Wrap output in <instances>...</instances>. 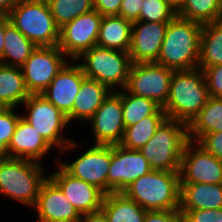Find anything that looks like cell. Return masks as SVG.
<instances>
[{
	"instance_id": "obj_7",
	"label": "cell",
	"mask_w": 222,
	"mask_h": 222,
	"mask_svg": "<svg viewBox=\"0 0 222 222\" xmlns=\"http://www.w3.org/2000/svg\"><path fill=\"white\" fill-rule=\"evenodd\" d=\"M80 59H84L79 65L86 78L97 80L111 91H117L116 87H120L118 90L125 89L132 65L129 53L94 46L84 52L76 61H80Z\"/></svg>"
},
{
	"instance_id": "obj_21",
	"label": "cell",
	"mask_w": 222,
	"mask_h": 222,
	"mask_svg": "<svg viewBox=\"0 0 222 222\" xmlns=\"http://www.w3.org/2000/svg\"><path fill=\"white\" fill-rule=\"evenodd\" d=\"M222 208V184L180 183L179 210Z\"/></svg>"
},
{
	"instance_id": "obj_1",
	"label": "cell",
	"mask_w": 222,
	"mask_h": 222,
	"mask_svg": "<svg viewBox=\"0 0 222 222\" xmlns=\"http://www.w3.org/2000/svg\"><path fill=\"white\" fill-rule=\"evenodd\" d=\"M202 24L176 15L169 23L157 63L174 71L198 68Z\"/></svg>"
},
{
	"instance_id": "obj_42",
	"label": "cell",
	"mask_w": 222,
	"mask_h": 222,
	"mask_svg": "<svg viewBox=\"0 0 222 222\" xmlns=\"http://www.w3.org/2000/svg\"><path fill=\"white\" fill-rule=\"evenodd\" d=\"M23 0H0V12L5 16Z\"/></svg>"
},
{
	"instance_id": "obj_35",
	"label": "cell",
	"mask_w": 222,
	"mask_h": 222,
	"mask_svg": "<svg viewBox=\"0 0 222 222\" xmlns=\"http://www.w3.org/2000/svg\"><path fill=\"white\" fill-rule=\"evenodd\" d=\"M183 222H222V208L204 210H180Z\"/></svg>"
},
{
	"instance_id": "obj_30",
	"label": "cell",
	"mask_w": 222,
	"mask_h": 222,
	"mask_svg": "<svg viewBox=\"0 0 222 222\" xmlns=\"http://www.w3.org/2000/svg\"><path fill=\"white\" fill-rule=\"evenodd\" d=\"M166 118V115H151L126 127L119 145L128 150H140Z\"/></svg>"
},
{
	"instance_id": "obj_23",
	"label": "cell",
	"mask_w": 222,
	"mask_h": 222,
	"mask_svg": "<svg viewBox=\"0 0 222 222\" xmlns=\"http://www.w3.org/2000/svg\"><path fill=\"white\" fill-rule=\"evenodd\" d=\"M133 22L120 16H105L100 23L96 46L129 52Z\"/></svg>"
},
{
	"instance_id": "obj_10",
	"label": "cell",
	"mask_w": 222,
	"mask_h": 222,
	"mask_svg": "<svg viewBox=\"0 0 222 222\" xmlns=\"http://www.w3.org/2000/svg\"><path fill=\"white\" fill-rule=\"evenodd\" d=\"M66 57V58H64ZM71 61L58 46L37 47L21 66L30 94H41L62 68Z\"/></svg>"
},
{
	"instance_id": "obj_6",
	"label": "cell",
	"mask_w": 222,
	"mask_h": 222,
	"mask_svg": "<svg viewBox=\"0 0 222 222\" xmlns=\"http://www.w3.org/2000/svg\"><path fill=\"white\" fill-rule=\"evenodd\" d=\"M6 16L37 47L58 46L60 28L46 0H23Z\"/></svg>"
},
{
	"instance_id": "obj_29",
	"label": "cell",
	"mask_w": 222,
	"mask_h": 222,
	"mask_svg": "<svg viewBox=\"0 0 222 222\" xmlns=\"http://www.w3.org/2000/svg\"><path fill=\"white\" fill-rule=\"evenodd\" d=\"M123 123L125 128L151 115H165L164 110L154 100L122 91Z\"/></svg>"
},
{
	"instance_id": "obj_28",
	"label": "cell",
	"mask_w": 222,
	"mask_h": 222,
	"mask_svg": "<svg viewBox=\"0 0 222 222\" xmlns=\"http://www.w3.org/2000/svg\"><path fill=\"white\" fill-rule=\"evenodd\" d=\"M222 65V21L202 24L198 68Z\"/></svg>"
},
{
	"instance_id": "obj_24",
	"label": "cell",
	"mask_w": 222,
	"mask_h": 222,
	"mask_svg": "<svg viewBox=\"0 0 222 222\" xmlns=\"http://www.w3.org/2000/svg\"><path fill=\"white\" fill-rule=\"evenodd\" d=\"M30 95L21 67L0 63V107L21 106Z\"/></svg>"
},
{
	"instance_id": "obj_39",
	"label": "cell",
	"mask_w": 222,
	"mask_h": 222,
	"mask_svg": "<svg viewBox=\"0 0 222 222\" xmlns=\"http://www.w3.org/2000/svg\"><path fill=\"white\" fill-rule=\"evenodd\" d=\"M143 0H122L119 16L131 22L139 21Z\"/></svg>"
},
{
	"instance_id": "obj_4",
	"label": "cell",
	"mask_w": 222,
	"mask_h": 222,
	"mask_svg": "<svg viewBox=\"0 0 222 222\" xmlns=\"http://www.w3.org/2000/svg\"><path fill=\"white\" fill-rule=\"evenodd\" d=\"M41 163L18 158L0 160V194L34 207L49 176Z\"/></svg>"
},
{
	"instance_id": "obj_8",
	"label": "cell",
	"mask_w": 222,
	"mask_h": 222,
	"mask_svg": "<svg viewBox=\"0 0 222 222\" xmlns=\"http://www.w3.org/2000/svg\"><path fill=\"white\" fill-rule=\"evenodd\" d=\"M27 114L22 117L48 142L60 152L77 147L74 140L63 138V131L69 124L67 116L42 94H31L23 103Z\"/></svg>"
},
{
	"instance_id": "obj_19",
	"label": "cell",
	"mask_w": 222,
	"mask_h": 222,
	"mask_svg": "<svg viewBox=\"0 0 222 222\" xmlns=\"http://www.w3.org/2000/svg\"><path fill=\"white\" fill-rule=\"evenodd\" d=\"M168 23L134 21L129 56L132 63L156 62Z\"/></svg>"
},
{
	"instance_id": "obj_40",
	"label": "cell",
	"mask_w": 222,
	"mask_h": 222,
	"mask_svg": "<svg viewBox=\"0 0 222 222\" xmlns=\"http://www.w3.org/2000/svg\"><path fill=\"white\" fill-rule=\"evenodd\" d=\"M122 0H94V9L105 16H119Z\"/></svg>"
},
{
	"instance_id": "obj_9",
	"label": "cell",
	"mask_w": 222,
	"mask_h": 222,
	"mask_svg": "<svg viewBox=\"0 0 222 222\" xmlns=\"http://www.w3.org/2000/svg\"><path fill=\"white\" fill-rule=\"evenodd\" d=\"M174 70L157 62L132 63L125 92L154 100L163 107L169 96Z\"/></svg>"
},
{
	"instance_id": "obj_17",
	"label": "cell",
	"mask_w": 222,
	"mask_h": 222,
	"mask_svg": "<svg viewBox=\"0 0 222 222\" xmlns=\"http://www.w3.org/2000/svg\"><path fill=\"white\" fill-rule=\"evenodd\" d=\"M59 170L49 178L63 191L80 214L101 210L104 193L96 186L73 177L60 164Z\"/></svg>"
},
{
	"instance_id": "obj_46",
	"label": "cell",
	"mask_w": 222,
	"mask_h": 222,
	"mask_svg": "<svg viewBox=\"0 0 222 222\" xmlns=\"http://www.w3.org/2000/svg\"><path fill=\"white\" fill-rule=\"evenodd\" d=\"M4 17H5V15L0 12V21H1Z\"/></svg>"
},
{
	"instance_id": "obj_16",
	"label": "cell",
	"mask_w": 222,
	"mask_h": 222,
	"mask_svg": "<svg viewBox=\"0 0 222 222\" xmlns=\"http://www.w3.org/2000/svg\"><path fill=\"white\" fill-rule=\"evenodd\" d=\"M69 62L74 61H68L41 94L62 111L70 123L72 121V107L75 97L86 76L79 63L70 65Z\"/></svg>"
},
{
	"instance_id": "obj_38",
	"label": "cell",
	"mask_w": 222,
	"mask_h": 222,
	"mask_svg": "<svg viewBox=\"0 0 222 222\" xmlns=\"http://www.w3.org/2000/svg\"><path fill=\"white\" fill-rule=\"evenodd\" d=\"M143 222H183L179 209L146 211Z\"/></svg>"
},
{
	"instance_id": "obj_3",
	"label": "cell",
	"mask_w": 222,
	"mask_h": 222,
	"mask_svg": "<svg viewBox=\"0 0 222 222\" xmlns=\"http://www.w3.org/2000/svg\"><path fill=\"white\" fill-rule=\"evenodd\" d=\"M123 193L147 211L179 209V171L152 170L128 185Z\"/></svg>"
},
{
	"instance_id": "obj_36",
	"label": "cell",
	"mask_w": 222,
	"mask_h": 222,
	"mask_svg": "<svg viewBox=\"0 0 222 222\" xmlns=\"http://www.w3.org/2000/svg\"><path fill=\"white\" fill-rule=\"evenodd\" d=\"M203 72L209 96L222 98V65L207 67Z\"/></svg>"
},
{
	"instance_id": "obj_15",
	"label": "cell",
	"mask_w": 222,
	"mask_h": 222,
	"mask_svg": "<svg viewBox=\"0 0 222 222\" xmlns=\"http://www.w3.org/2000/svg\"><path fill=\"white\" fill-rule=\"evenodd\" d=\"M152 171L149 162L139 150H128L120 145L111 146V164L107 174L108 194L123 192L139 177Z\"/></svg>"
},
{
	"instance_id": "obj_12",
	"label": "cell",
	"mask_w": 222,
	"mask_h": 222,
	"mask_svg": "<svg viewBox=\"0 0 222 222\" xmlns=\"http://www.w3.org/2000/svg\"><path fill=\"white\" fill-rule=\"evenodd\" d=\"M194 143L188 140L184 146L179 171L180 183L222 184V161Z\"/></svg>"
},
{
	"instance_id": "obj_14",
	"label": "cell",
	"mask_w": 222,
	"mask_h": 222,
	"mask_svg": "<svg viewBox=\"0 0 222 222\" xmlns=\"http://www.w3.org/2000/svg\"><path fill=\"white\" fill-rule=\"evenodd\" d=\"M69 174L96 186L108 194L107 174L111 164V146L93 145L71 164L59 162Z\"/></svg>"
},
{
	"instance_id": "obj_25",
	"label": "cell",
	"mask_w": 222,
	"mask_h": 222,
	"mask_svg": "<svg viewBox=\"0 0 222 222\" xmlns=\"http://www.w3.org/2000/svg\"><path fill=\"white\" fill-rule=\"evenodd\" d=\"M101 210L108 222H143L147 211L123 192L105 194Z\"/></svg>"
},
{
	"instance_id": "obj_34",
	"label": "cell",
	"mask_w": 222,
	"mask_h": 222,
	"mask_svg": "<svg viewBox=\"0 0 222 222\" xmlns=\"http://www.w3.org/2000/svg\"><path fill=\"white\" fill-rule=\"evenodd\" d=\"M14 109L0 107V160L10 158L8 145L21 117V115L16 114L17 112Z\"/></svg>"
},
{
	"instance_id": "obj_31",
	"label": "cell",
	"mask_w": 222,
	"mask_h": 222,
	"mask_svg": "<svg viewBox=\"0 0 222 222\" xmlns=\"http://www.w3.org/2000/svg\"><path fill=\"white\" fill-rule=\"evenodd\" d=\"M221 0H185L177 15L200 24L220 21Z\"/></svg>"
},
{
	"instance_id": "obj_27",
	"label": "cell",
	"mask_w": 222,
	"mask_h": 222,
	"mask_svg": "<svg viewBox=\"0 0 222 222\" xmlns=\"http://www.w3.org/2000/svg\"><path fill=\"white\" fill-rule=\"evenodd\" d=\"M188 140L198 141L207 133L222 131V98L209 97L205 106L187 125Z\"/></svg>"
},
{
	"instance_id": "obj_33",
	"label": "cell",
	"mask_w": 222,
	"mask_h": 222,
	"mask_svg": "<svg viewBox=\"0 0 222 222\" xmlns=\"http://www.w3.org/2000/svg\"><path fill=\"white\" fill-rule=\"evenodd\" d=\"M176 15L166 0H143L139 21L169 23Z\"/></svg>"
},
{
	"instance_id": "obj_18",
	"label": "cell",
	"mask_w": 222,
	"mask_h": 222,
	"mask_svg": "<svg viewBox=\"0 0 222 222\" xmlns=\"http://www.w3.org/2000/svg\"><path fill=\"white\" fill-rule=\"evenodd\" d=\"M38 222H79L81 214L63 191L48 177L34 205Z\"/></svg>"
},
{
	"instance_id": "obj_2",
	"label": "cell",
	"mask_w": 222,
	"mask_h": 222,
	"mask_svg": "<svg viewBox=\"0 0 222 222\" xmlns=\"http://www.w3.org/2000/svg\"><path fill=\"white\" fill-rule=\"evenodd\" d=\"M205 75L199 68L174 71L169 96L162 107L168 119L187 125L201 111L209 99Z\"/></svg>"
},
{
	"instance_id": "obj_43",
	"label": "cell",
	"mask_w": 222,
	"mask_h": 222,
	"mask_svg": "<svg viewBox=\"0 0 222 222\" xmlns=\"http://www.w3.org/2000/svg\"><path fill=\"white\" fill-rule=\"evenodd\" d=\"M4 33H5V17L0 21V59L3 55V49H4Z\"/></svg>"
},
{
	"instance_id": "obj_44",
	"label": "cell",
	"mask_w": 222,
	"mask_h": 222,
	"mask_svg": "<svg viewBox=\"0 0 222 222\" xmlns=\"http://www.w3.org/2000/svg\"><path fill=\"white\" fill-rule=\"evenodd\" d=\"M176 11L182 6L185 0H166Z\"/></svg>"
},
{
	"instance_id": "obj_22",
	"label": "cell",
	"mask_w": 222,
	"mask_h": 222,
	"mask_svg": "<svg viewBox=\"0 0 222 222\" xmlns=\"http://www.w3.org/2000/svg\"><path fill=\"white\" fill-rule=\"evenodd\" d=\"M112 91L97 80L85 78L75 97L72 107V121L87 122Z\"/></svg>"
},
{
	"instance_id": "obj_26",
	"label": "cell",
	"mask_w": 222,
	"mask_h": 222,
	"mask_svg": "<svg viewBox=\"0 0 222 222\" xmlns=\"http://www.w3.org/2000/svg\"><path fill=\"white\" fill-rule=\"evenodd\" d=\"M4 49L0 63L21 67L37 46L9 22L5 16Z\"/></svg>"
},
{
	"instance_id": "obj_37",
	"label": "cell",
	"mask_w": 222,
	"mask_h": 222,
	"mask_svg": "<svg viewBox=\"0 0 222 222\" xmlns=\"http://www.w3.org/2000/svg\"><path fill=\"white\" fill-rule=\"evenodd\" d=\"M197 143L222 161V131L207 133L203 135Z\"/></svg>"
},
{
	"instance_id": "obj_5",
	"label": "cell",
	"mask_w": 222,
	"mask_h": 222,
	"mask_svg": "<svg viewBox=\"0 0 222 222\" xmlns=\"http://www.w3.org/2000/svg\"><path fill=\"white\" fill-rule=\"evenodd\" d=\"M187 141V124L166 118L139 151L152 170L180 171L182 153Z\"/></svg>"
},
{
	"instance_id": "obj_11",
	"label": "cell",
	"mask_w": 222,
	"mask_h": 222,
	"mask_svg": "<svg viewBox=\"0 0 222 222\" xmlns=\"http://www.w3.org/2000/svg\"><path fill=\"white\" fill-rule=\"evenodd\" d=\"M102 18L93 9L60 28L58 47L67 58L76 61L84 52L96 46Z\"/></svg>"
},
{
	"instance_id": "obj_13",
	"label": "cell",
	"mask_w": 222,
	"mask_h": 222,
	"mask_svg": "<svg viewBox=\"0 0 222 222\" xmlns=\"http://www.w3.org/2000/svg\"><path fill=\"white\" fill-rule=\"evenodd\" d=\"M95 145H119L123 138L122 90L112 91L88 120Z\"/></svg>"
},
{
	"instance_id": "obj_45",
	"label": "cell",
	"mask_w": 222,
	"mask_h": 222,
	"mask_svg": "<svg viewBox=\"0 0 222 222\" xmlns=\"http://www.w3.org/2000/svg\"><path fill=\"white\" fill-rule=\"evenodd\" d=\"M220 21H222V0H221V13H220Z\"/></svg>"
},
{
	"instance_id": "obj_20",
	"label": "cell",
	"mask_w": 222,
	"mask_h": 222,
	"mask_svg": "<svg viewBox=\"0 0 222 222\" xmlns=\"http://www.w3.org/2000/svg\"><path fill=\"white\" fill-rule=\"evenodd\" d=\"M51 148L41 134L21 116L8 145L10 158L27 159L41 163L40 159Z\"/></svg>"
},
{
	"instance_id": "obj_41",
	"label": "cell",
	"mask_w": 222,
	"mask_h": 222,
	"mask_svg": "<svg viewBox=\"0 0 222 222\" xmlns=\"http://www.w3.org/2000/svg\"><path fill=\"white\" fill-rule=\"evenodd\" d=\"M79 222H108L106 214L102 211L81 214Z\"/></svg>"
},
{
	"instance_id": "obj_32",
	"label": "cell",
	"mask_w": 222,
	"mask_h": 222,
	"mask_svg": "<svg viewBox=\"0 0 222 222\" xmlns=\"http://www.w3.org/2000/svg\"><path fill=\"white\" fill-rule=\"evenodd\" d=\"M56 25L61 28L94 9V0H46Z\"/></svg>"
}]
</instances>
